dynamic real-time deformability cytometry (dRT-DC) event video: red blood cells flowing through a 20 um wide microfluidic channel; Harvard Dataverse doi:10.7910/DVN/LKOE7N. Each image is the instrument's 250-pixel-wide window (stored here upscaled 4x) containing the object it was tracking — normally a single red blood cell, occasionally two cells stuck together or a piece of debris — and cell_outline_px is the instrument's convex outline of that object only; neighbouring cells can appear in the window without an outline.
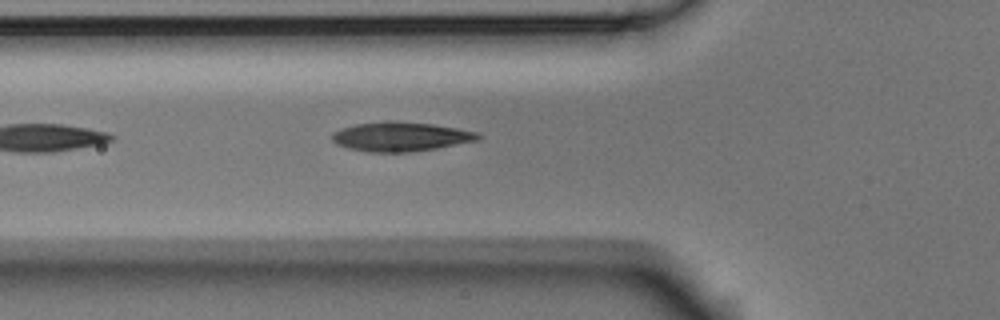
{"species": "Egyptian fruit bat (a non-hibernating species)", "species_latin": "Rousettus aegyptiacus", "temperature_condition": "room temperature", "stored_images_in_passage": 5, "camera_frame_rate_fps": 3000, "um_per_image_px": 0.085, "animal": {"sex": "male"}, "frame": {"image": 1, "passage_image": 5, "time_ms": 1.333, "image_size_px": [1000, 320], "cell_outline_px": [[484, 136], [480, 140], [436, 148], [408, 152], [368, 152], [348, 148], [336, 144], [332, 140], [332, 132], [340, 128], [356, 124], [384, 120], [392, 120], [432, 124], [480, 132]], "centroid_in_image_um": [34.07, 11.6], "position_along_channel_um": 91.7, "area_um2": 25.26}}